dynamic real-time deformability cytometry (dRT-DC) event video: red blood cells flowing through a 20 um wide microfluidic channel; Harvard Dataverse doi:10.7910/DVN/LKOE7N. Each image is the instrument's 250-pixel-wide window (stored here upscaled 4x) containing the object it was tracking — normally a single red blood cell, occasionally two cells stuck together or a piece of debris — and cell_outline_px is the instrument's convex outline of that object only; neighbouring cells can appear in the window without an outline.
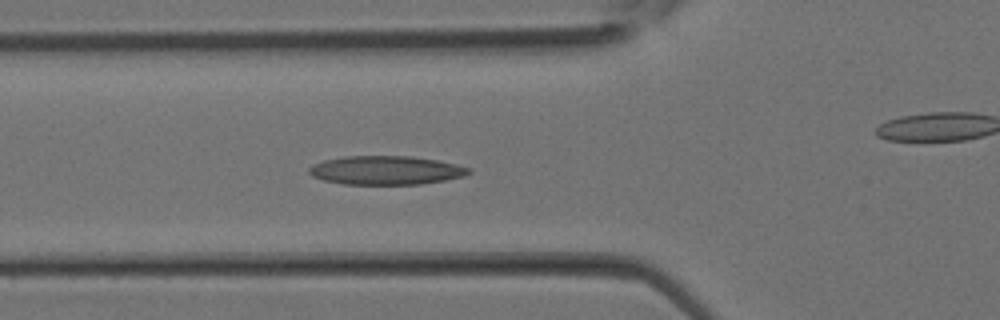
{"species": "Egyptian fruit bat (a non-hibernating species)", "species_latin": "Rousettus aegyptiacus", "temperature_condition": "room temperature", "stored_images_in_passage": 28, "camera_frame_rate_fps": 3000, "um_per_image_px": 0.085, "animal": {"sex": "female"}, "frame": {"image": 1, "passage_image": 6, "time_ms": 1.667, "image_size_px": [1000, 320], "cell_outline_px": [[472, 172], [464, 176], [444, 180], [420, 184], [344, 184], [324, 180], [312, 176], [308, 172], [308, 168], [312, 164], [324, 160], [344, 156], [412, 156], [436, 160], [456, 164], [472, 168]], "centroid_in_image_um": [32.8, 14.47], "position_along_channel_um": 93.0, "area_um2": 26.82}}
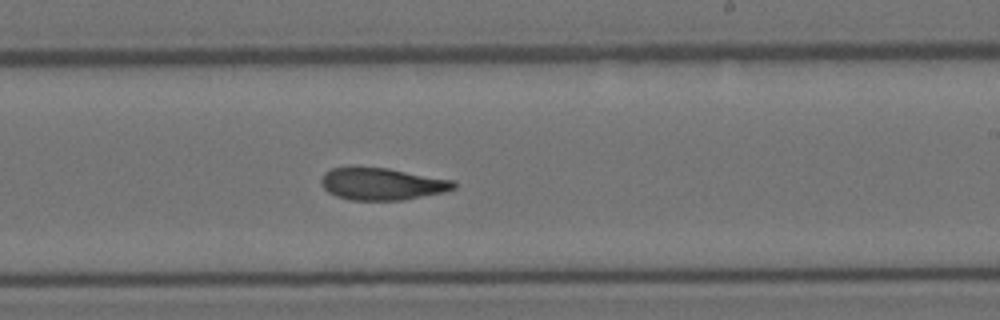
{"frame": {"image": 2, "passage_image": 14, "time_ms": 4.333, "image_size_px": [1000, 320], "cell_outline_px": [[456, 188], [444, 192], [400, 200], [348, 200], [336, 196], [328, 192], [320, 184], [320, 180], [324, 172], [332, 168], [352, 164], [388, 168], [456, 180]], "centroid_in_image_um": [32.42, 15.59], "position_along_channel_um": 256.6, "area_um2": 25.61}}
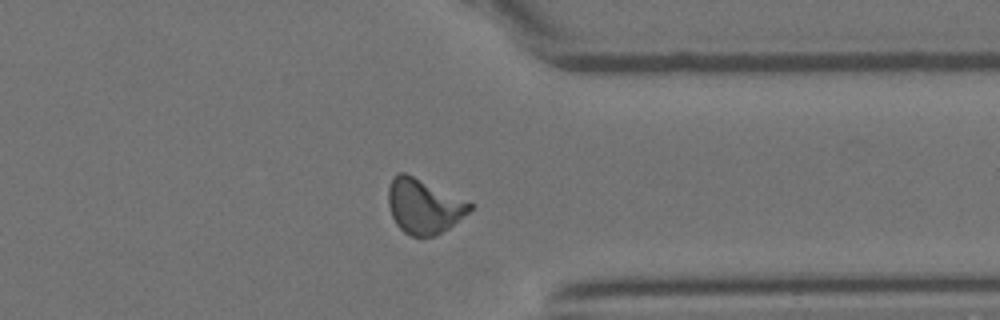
{"frame": {"image": 3, "passage_image": 20, "time_ms": 6.333, "image_size_px": [1000, 320], "cell_outline_px": [[472, 208], [468, 212], [448, 228], [432, 236], [412, 236], [404, 232], [396, 224], [392, 216], [388, 204], [388, 188], [392, 176], [400, 172], [404, 172], [472, 204]], "centroid_in_image_um": [35.95, 17.53], "position_along_channel_um": 375.4, "area_um2": 25.26}}